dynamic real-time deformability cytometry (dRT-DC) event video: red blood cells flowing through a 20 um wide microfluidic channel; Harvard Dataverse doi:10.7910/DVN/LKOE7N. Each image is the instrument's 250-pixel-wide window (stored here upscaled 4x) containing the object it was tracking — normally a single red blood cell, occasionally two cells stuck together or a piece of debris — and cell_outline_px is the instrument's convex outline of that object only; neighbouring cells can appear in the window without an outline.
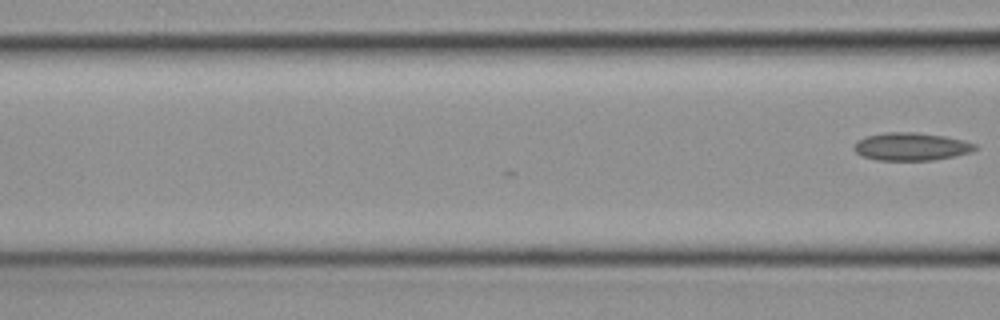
{"species": "common noctule bat (a hibernating species)", "species_latin": "Nyctalus noctula", "temperature_condition": "cold", "stored_images_in_passage": 3, "camera_frame_rate_fps": 3000, "um_per_image_px": 0.085, "animal": {"sex": "female", "body_mass_g": 19.3, "forearm_length_mm": 54.1}, "frame": {"image": 1, "passage_image": 3, "time_ms": 0.667, "image_size_px": [1000, 320], "cell_outline_px": [[976, 148], [972, 152], [932, 160], [876, 160], [864, 156], [856, 152], [852, 148], [856, 140], [864, 136], [884, 132], [916, 132], [944, 136], [964, 140], [976, 144]], "centroid_in_image_um": [77.41, 12.45], "position_along_channel_um": 89.2, "area_um2": 19.71}}